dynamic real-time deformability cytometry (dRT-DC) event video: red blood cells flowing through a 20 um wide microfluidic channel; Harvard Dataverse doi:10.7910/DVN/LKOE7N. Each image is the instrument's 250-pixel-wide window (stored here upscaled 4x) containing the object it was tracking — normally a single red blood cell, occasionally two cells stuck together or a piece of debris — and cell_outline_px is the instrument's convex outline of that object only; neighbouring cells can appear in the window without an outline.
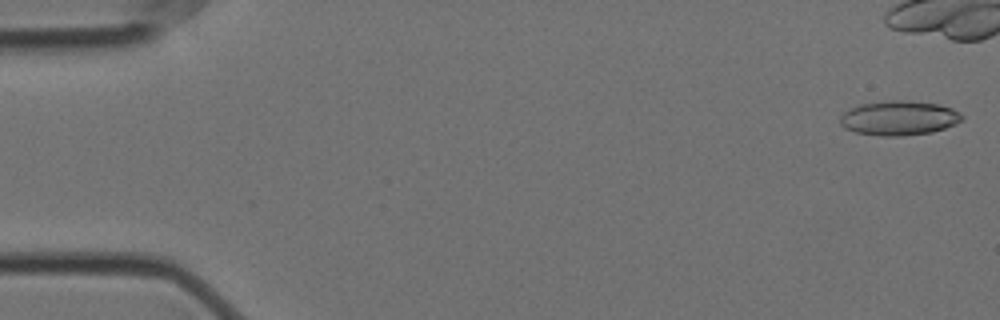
{"species": "Egyptian fruit bat (a non-hibernating species)", "species_latin": "Rousettus aegyptiacus", "temperature_condition": "cold", "stored_images_in_passage": 11, "camera_frame_rate_fps": 3000, "um_per_image_px": 0.085, "animal": {"sex": "female"}, "frame": {"image": 1, "passage_image": 1, "time_ms": 0.0, "image_size_px": [1000, 320], "cell_outline_px": [[964, 120], [956, 124], [932, 132], [904, 136], [880, 136], [856, 132], [844, 128], [840, 124], [840, 116], [844, 112], [860, 104], [888, 100], [908, 100], [940, 104], [952, 108], [960, 112], [964, 116]], "centroid_in_image_um": [76.45, 10.03], "position_along_channel_um": 8.6, "area_um2": 24.8}}